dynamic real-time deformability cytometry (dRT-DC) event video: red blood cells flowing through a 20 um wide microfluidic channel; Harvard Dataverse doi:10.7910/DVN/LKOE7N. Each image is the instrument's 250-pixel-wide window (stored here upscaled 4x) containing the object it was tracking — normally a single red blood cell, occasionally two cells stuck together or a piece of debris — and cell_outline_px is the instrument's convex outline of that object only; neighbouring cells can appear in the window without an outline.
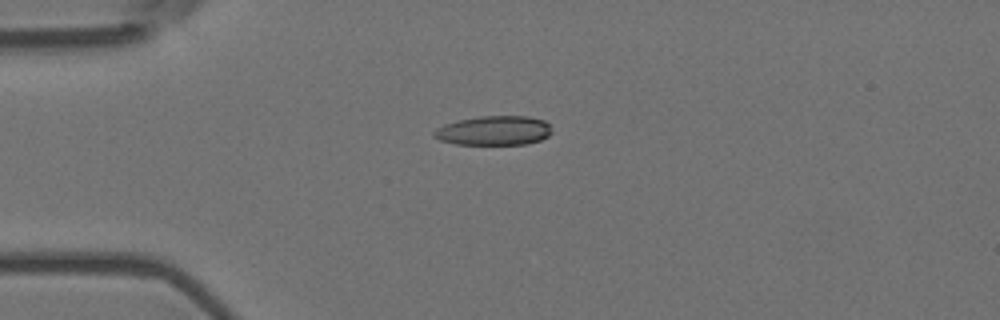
{"species": "Egyptian fruit bat (a non-hibernating species)", "species_latin": "Rousettus aegyptiacus", "temperature_condition": "room temperature", "stored_images_in_passage": 6, "camera_frame_rate_fps": 3000, "um_per_image_px": 0.085, "animal": {"sex": "female"}, "frame": {"image": 1, "passage_image": 4, "time_ms": 1.0, "image_size_px": [1000, 320], "cell_outline_px": [[552, 132], [548, 136], [540, 140], [524, 144], [456, 144], [440, 140], [432, 136], [432, 132], [436, 128], [444, 124], [456, 120], [480, 116], [528, 116], [544, 120], [548, 124]], "centroid_in_image_um": [41.95, 11.09], "position_along_channel_um": 43.1, "area_um2": 20.23}}
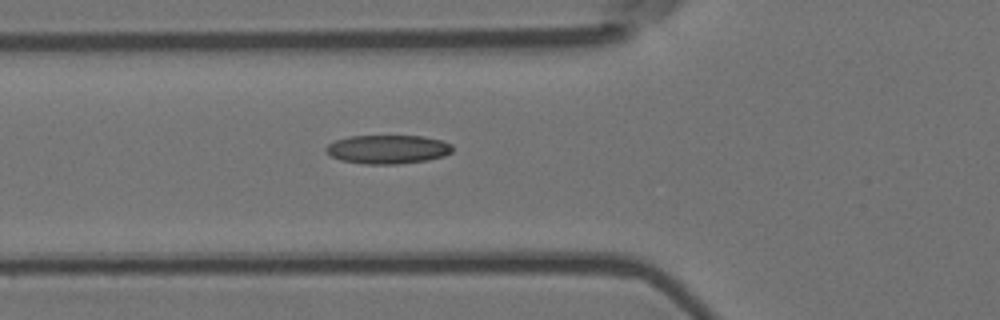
{"frame": {"image": 2, "passage_image": 6, "time_ms": 1.667, "image_size_px": [1000, 320], "cell_outline_px": [[452, 152], [444, 156], [428, 160], [396, 164], [364, 164], [340, 160], [332, 156], [324, 148], [328, 144], [336, 140], [348, 136], [424, 136], [444, 140], [452, 144]], "centroid_in_image_um": [32.99, 12.69], "position_along_channel_um": 92.8, "area_um2": 21.33}}